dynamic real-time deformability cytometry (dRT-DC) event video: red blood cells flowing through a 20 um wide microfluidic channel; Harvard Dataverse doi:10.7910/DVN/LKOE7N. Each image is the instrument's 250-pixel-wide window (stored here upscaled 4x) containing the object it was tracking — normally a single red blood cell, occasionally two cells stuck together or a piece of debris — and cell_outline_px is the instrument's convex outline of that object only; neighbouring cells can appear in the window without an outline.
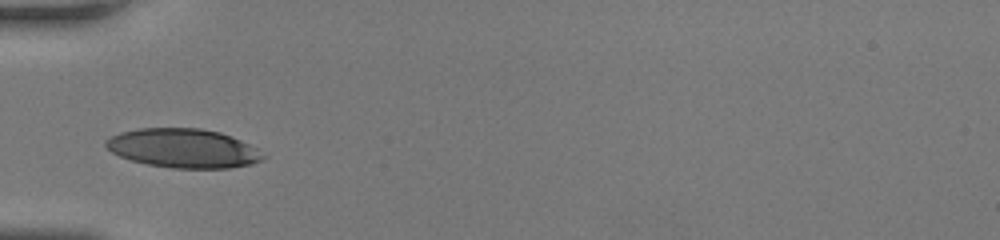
{"species": "human", "species_latin": "Homo sapiens", "temperature_condition": "room temperature", "stored_images_in_passage": 26, "camera_frame_rate_fps": 3000, "um_per_image_px": 0.085, "donor": {"sex": "female"}, "frame": {"image": 1, "passage_image": 1, "time_ms": 0.0, "image_size_px": [1000, 240], "cell_outline_px": [[268, 156], [260, 160], [248, 164], [228, 168], [172, 168], [148, 164], [132, 160], [120, 156], [112, 152], [104, 144], [104, 140], [120, 132], [136, 128], [200, 128], [220, 132], [232, 136], [256, 148]], "centroid_in_image_um": [15.56, 12.59], "position_along_channel_um": 69.4, "area_um2": 35.66}}
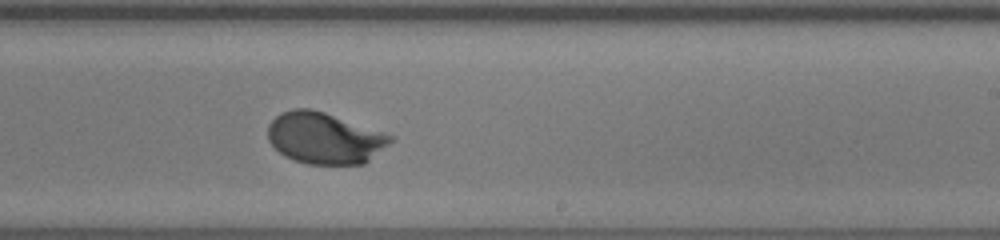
{"frame": {"image": 2, "passage_image": 15, "time_ms": 4.667, "image_size_px": [1000, 240], "cell_outline_px": [[396, 140], [364, 164], [308, 164], [292, 160], [284, 156], [268, 140], [268, 124], [280, 112], [292, 108], [312, 108], [396, 136]], "centroid_in_image_um": [27.61, 11.74], "position_along_channel_um": 261.4, "area_um2": 37.05}}
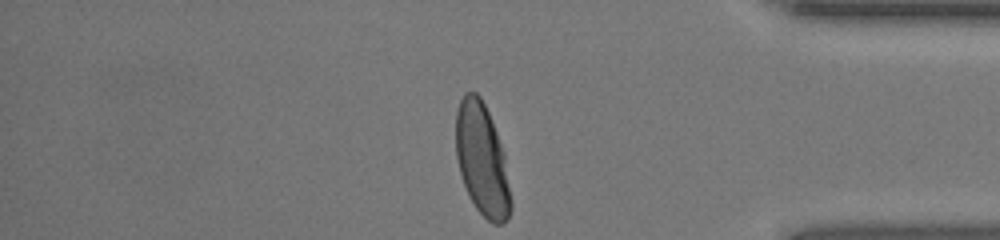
{"frame": {"image": 3, "passage_image": 26, "time_ms": 8.333, "image_size_px": [1000, 240], "cell_outline_px": [[512, 208], [508, 216], [500, 224], [492, 224], [476, 208], [468, 196], [460, 172], [456, 156], [456, 112], [460, 100], [464, 92], [476, 92], [480, 96], [488, 112], [496, 132], [504, 156], [512, 200]], "centroid_in_image_um": [40.96, 13.58], "position_along_channel_um": 394.2, "area_um2": 35.6}, "authors_computed_cell_mechanics": {"area_um2": 36.0672, "velocity_mm_per_s": 4.1629, "shape_relaxation_time_tau1_ms": 2.6726, "shape_relaxation_time_tau2_ms": null, "deformation_change_tau1": 0.1866, "deformation_change_tau2": null}}